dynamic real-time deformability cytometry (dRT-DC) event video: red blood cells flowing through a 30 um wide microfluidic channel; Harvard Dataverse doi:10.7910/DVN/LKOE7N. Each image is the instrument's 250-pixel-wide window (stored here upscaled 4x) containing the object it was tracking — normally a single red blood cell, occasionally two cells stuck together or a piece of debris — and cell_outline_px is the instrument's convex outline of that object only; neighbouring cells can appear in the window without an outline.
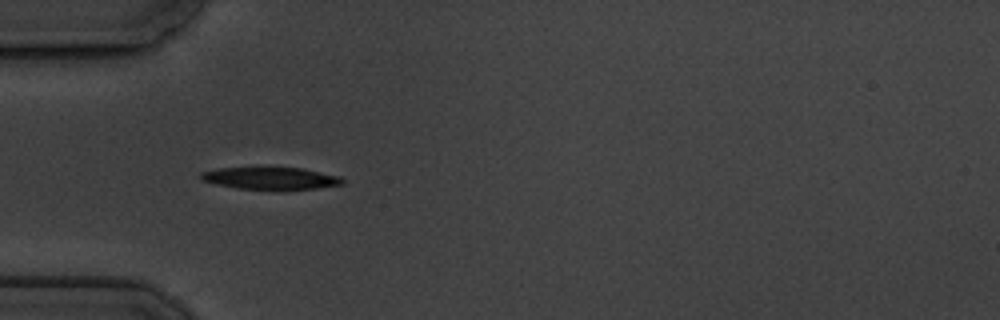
{"species": "common noctule bat (a hibernating species)", "species_latin": "Nyctalus noctula", "temperature_condition": "cold", "stored_images_in_passage": 3, "camera_frame_rate_fps": 3000, "um_per_image_px": 0.085, "animal": {"sex": "male", "body_mass_g": 19.5, "forearm_length_mm": 54.6}, "frame": {"image": 1, "passage_image": 1, "time_ms": 0.0, "image_size_px": [1000, 320], "cell_outline_px": [[344, 184], [316, 188], [240, 188], [216, 184], [200, 180], [200, 172], [220, 168], [304, 168], [340, 176], [344, 180]], "centroid_in_image_um": [23.01, 15.13], "position_along_channel_um": 62.0, "area_um2": 17.74}}
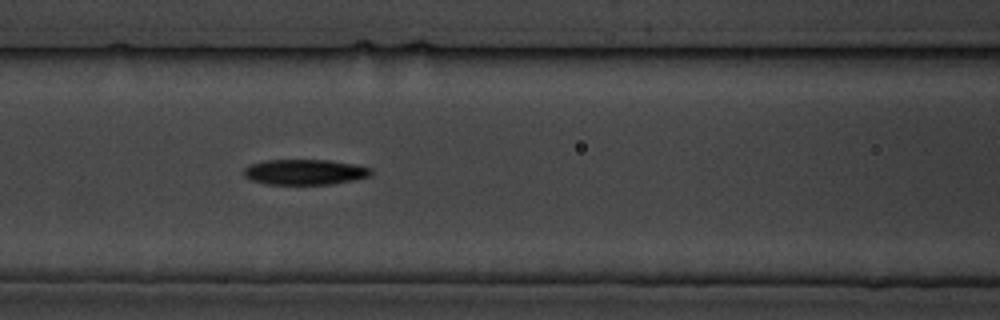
{"frame": {"image": 2, "passage_image": 3, "time_ms": 2.333, "image_size_px": [1000, 320], "cell_outline_px": [[372, 172], [368, 176], [356, 180], [332, 184], [268, 184], [252, 180], [244, 176], [244, 168], [248, 164], [264, 160], [332, 160], [356, 164], [372, 168]], "centroid_in_image_um": [25.92, 14.61], "position_along_channel_um": 140.7, "area_um2": 19.02}}